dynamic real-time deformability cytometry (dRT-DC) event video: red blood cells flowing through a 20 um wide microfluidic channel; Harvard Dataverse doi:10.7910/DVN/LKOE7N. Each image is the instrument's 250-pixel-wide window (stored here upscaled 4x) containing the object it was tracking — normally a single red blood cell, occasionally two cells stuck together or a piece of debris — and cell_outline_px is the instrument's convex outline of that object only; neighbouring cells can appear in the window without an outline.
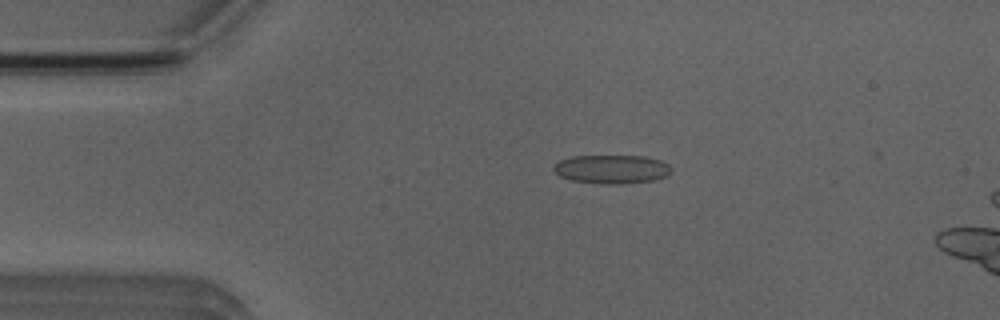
{"species": "Egyptian fruit bat (a non-hibernating species)", "species_latin": "Rousettus aegyptiacus", "temperature_condition": "room temperature", "stored_images_in_passage": 5, "camera_frame_rate_fps": 3000, "um_per_image_px": 0.085, "animal": {"sex": "male"}, "frame": {"image": 1, "passage_image": 3, "time_ms": 2.333, "image_size_px": [1000, 320], "cell_outline_px": [[668, 176], [652, 180], [620, 184], [612, 184], [572, 180], [560, 176], [552, 168], [560, 160], [572, 156], [644, 156], [660, 160], [668, 164]], "centroid_in_image_um": [51.98, 14.37], "position_along_channel_um": 33.0, "area_um2": 19.31}}